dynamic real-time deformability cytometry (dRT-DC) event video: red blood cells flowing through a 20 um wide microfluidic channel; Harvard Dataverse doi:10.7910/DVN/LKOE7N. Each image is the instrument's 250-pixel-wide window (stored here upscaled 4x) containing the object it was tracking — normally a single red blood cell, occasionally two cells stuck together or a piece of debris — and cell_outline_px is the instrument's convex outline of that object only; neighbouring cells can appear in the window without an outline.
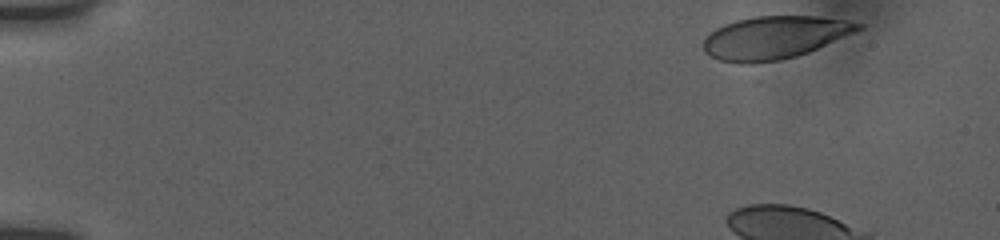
{"species": "human", "species_latin": "Homo sapiens", "temperature_condition": "room temperature", "stored_images_in_passage": 9, "camera_frame_rate_fps": 3000, "um_per_image_px": 0.085, "donor": {"sex": "female"}, "frame": {"image": 1, "passage_image": 1, "time_ms": 0.0, "image_size_px": [1000, 240], "cell_outline_px": [[864, 28], [808, 52], [796, 56], [748, 68], [720, 60], [704, 52], [704, 40], [716, 28], [724, 24], [736, 20], [756, 16], [816, 16], [848, 20], [864, 24]], "centroid_in_image_um": [65.81, 3.23], "position_along_channel_um": 19.2, "area_um2": 39.19}}